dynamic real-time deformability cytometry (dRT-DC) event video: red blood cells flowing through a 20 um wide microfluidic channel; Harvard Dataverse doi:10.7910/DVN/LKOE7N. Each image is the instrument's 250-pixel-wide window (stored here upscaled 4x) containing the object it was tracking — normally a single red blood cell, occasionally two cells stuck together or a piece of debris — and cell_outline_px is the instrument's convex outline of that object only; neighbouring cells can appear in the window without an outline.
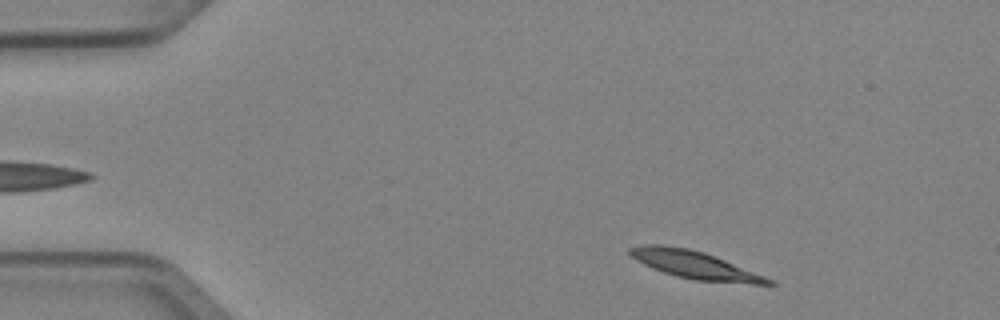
{"species": "Egyptian fruit bat (a non-hibernating species)", "species_latin": "Rousettus aegyptiacus", "temperature_condition": "cold", "stored_images_in_passage": 2, "camera_frame_rate_fps": 3000, "um_per_image_px": 0.085, "animal": {"sex": "female"}, "frame": {"image": 1, "passage_image": 2, "time_ms": 0.333, "image_size_px": [1000, 320], "cell_outline_px": [[776, 284], [752, 284], [696, 280], [676, 276], [652, 268], [636, 260], [628, 252], [628, 248], [644, 244], [660, 244], [688, 248], [704, 252], [716, 256], [764, 276], [772, 280]], "centroid_in_image_um": [59.02, 22.5], "position_along_channel_um": 26.0, "area_um2": 22.2}}